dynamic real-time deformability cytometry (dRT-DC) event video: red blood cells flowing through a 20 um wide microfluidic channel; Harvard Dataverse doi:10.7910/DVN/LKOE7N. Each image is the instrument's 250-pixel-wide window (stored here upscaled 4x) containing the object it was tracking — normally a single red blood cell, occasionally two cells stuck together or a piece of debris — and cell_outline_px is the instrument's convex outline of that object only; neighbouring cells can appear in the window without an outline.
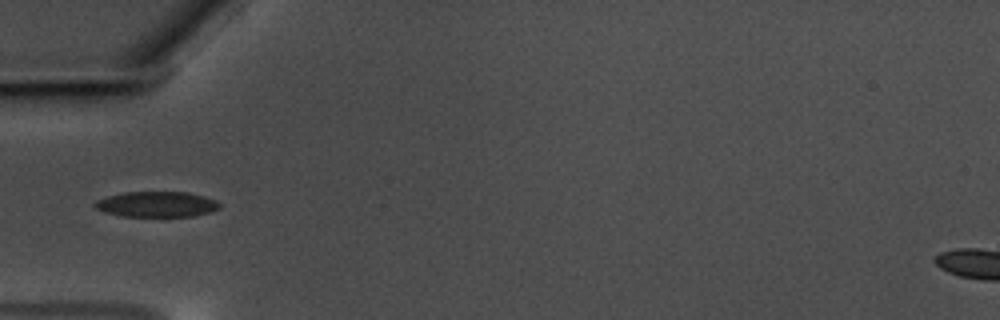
{"species": "common noctule bat (a hibernating species)", "species_latin": "Nyctalus noctula", "temperature_condition": "warm", "stored_images_in_passage": 40, "camera_frame_rate_fps": 3000, "um_per_image_px": 0.085, "animal": {"sex": "male", "body_mass_g": 17.5, "forearm_length_mm": 52.3}, "frame": {"image": 1, "passage_image": 1, "time_ms": 0.0, "image_size_px": [1000, 320], "cell_outline_px": [[220, 208], [212, 212], [192, 216], [124, 216], [104, 212], [96, 208], [92, 204], [96, 200], [108, 196], [124, 192], [188, 192], [204, 196], [216, 200], [220, 204]], "centroid_in_image_um": [13.33, 17.36], "position_along_channel_um": 71.7, "area_um2": 18.55}}
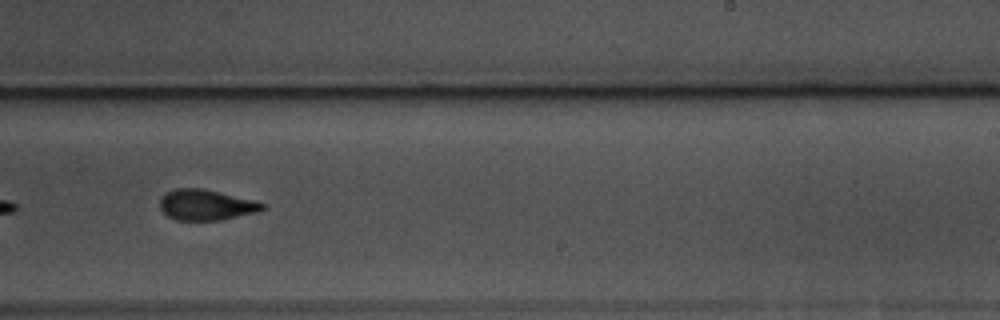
{"frame": {"image": 2, "passage_image": 18, "time_ms": 5.667, "image_size_px": [1000, 320], "cell_outline_px": [[264, 208], [256, 212], [220, 220], [176, 220], [168, 216], [160, 208], [160, 196], [164, 192], [172, 188], [204, 188], [252, 200], [264, 204]], "centroid_in_image_um": [17.43, 17.4], "position_along_channel_um": 271.6, "area_um2": 18.26}}
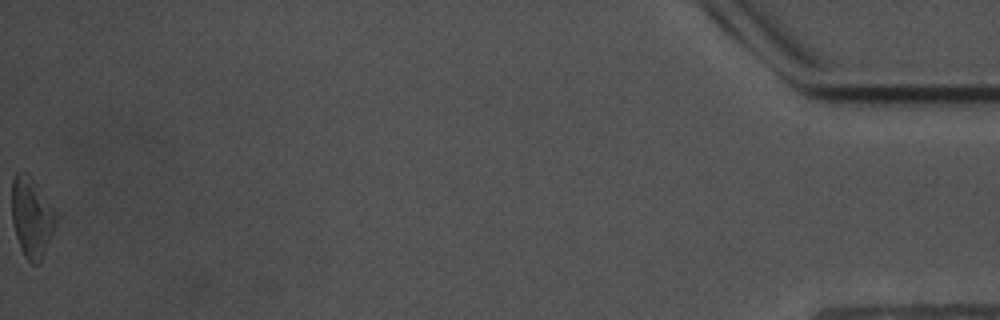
{"frame": {"image": 3, "passage_image": 40, "time_ms": 13.0, "image_size_px": [1000, 320], "cell_outline_px": [[52, 232], [44, 252], [40, 260], [36, 264], [32, 264], [24, 256], [20, 248], [12, 224], [12, 176], [16, 172], [28, 172], [32, 176], [52, 212]], "centroid_in_image_um": [2.58, 18.44], "position_along_channel_um": 432.6, "area_um2": 19.54}, "authors_computed_cell_mechanics": {"area_um2": 18.9584, "velocity_mm_per_s": 3.5358, "shape_relaxation_time_tau1_ms": 3.6217, "shape_relaxation_time_tau2_ms": 1.5117, "deformation_change_tau1": 0.1361, "deformation_change_tau2": 0.0771}}